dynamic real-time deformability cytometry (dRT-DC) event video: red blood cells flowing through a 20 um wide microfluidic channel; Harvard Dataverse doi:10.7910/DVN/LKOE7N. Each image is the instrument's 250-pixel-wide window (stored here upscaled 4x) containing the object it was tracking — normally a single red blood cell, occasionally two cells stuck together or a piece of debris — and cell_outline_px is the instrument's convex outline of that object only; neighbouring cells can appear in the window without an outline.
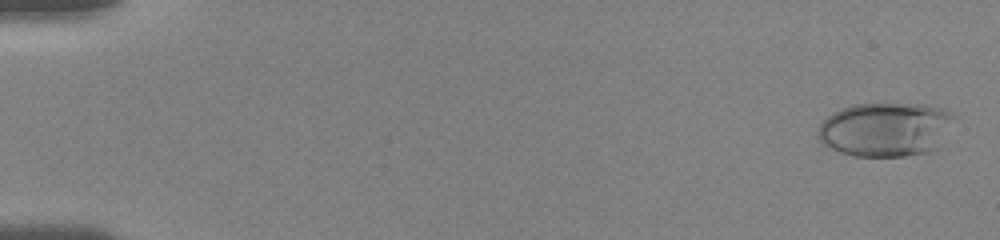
{"species": "human", "species_latin": "Homo sapiens", "temperature_condition": "room temperature", "stored_images_in_passage": 32, "camera_frame_rate_fps": 3000, "um_per_image_px": 0.085, "donor": {"sex": "female"}, "frame": {"image": 1, "passage_image": 2, "time_ms": 0.333, "image_size_px": [1000, 240], "cell_outline_px": [[956, 116], [936, 148], [928, 152], [904, 156], [852, 156], [840, 152], [824, 144], [816, 136], [816, 132], [820, 124], [828, 116], [844, 108], [856, 104], [924, 104], [944, 108], [952, 112]], "centroid_in_image_um": [75.27, 10.99], "position_along_channel_um": 9.7, "area_um2": 42.77}}
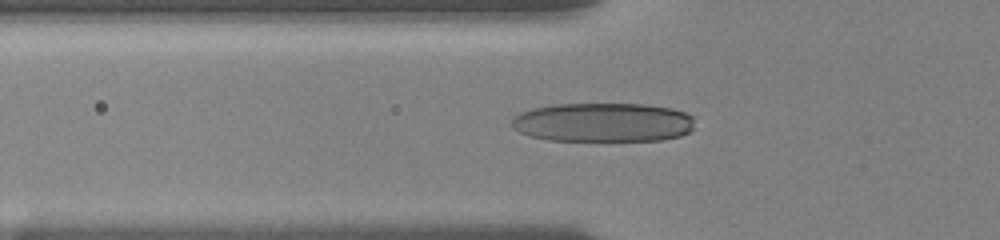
{"frame": {"image": 2, "passage_image": 22, "time_ms": 6.333, "image_size_px": [1000, 240], "cell_outline_px": [[692, 128], [688, 132], [680, 136], [660, 140], [548, 140], [532, 136], [520, 132], [512, 128], [512, 120], [520, 112], [532, 108], [552, 104], [644, 104], [672, 108], [684, 112], [692, 116]], "centroid_in_image_um": [51.24, 10.39], "position_along_channel_um": 74.6, "area_um2": 41.56}}
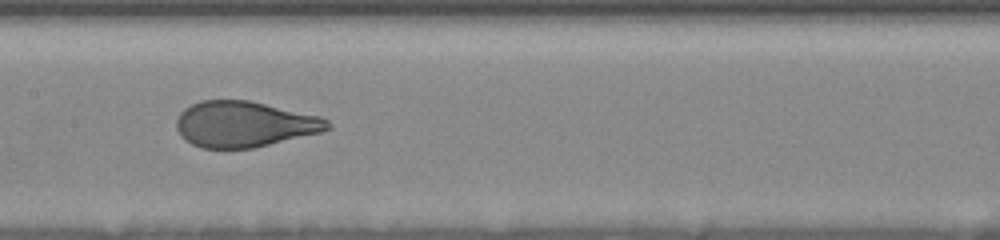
{"frame": {"image": 3, "passage_image": 31, "time_ms": 9.333, "image_size_px": [1000, 240], "cell_outline_px": [[332, 128], [320, 132], [252, 148], [200, 148], [192, 144], [176, 128], [176, 120], [180, 112], [184, 108], [200, 100], [248, 100], [320, 116], [328, 120], [332, 124]], "centroid_in_image_um": [20.77, 10.54], "position_along_channel_um": 186.6, "area_um2": 40.06}}